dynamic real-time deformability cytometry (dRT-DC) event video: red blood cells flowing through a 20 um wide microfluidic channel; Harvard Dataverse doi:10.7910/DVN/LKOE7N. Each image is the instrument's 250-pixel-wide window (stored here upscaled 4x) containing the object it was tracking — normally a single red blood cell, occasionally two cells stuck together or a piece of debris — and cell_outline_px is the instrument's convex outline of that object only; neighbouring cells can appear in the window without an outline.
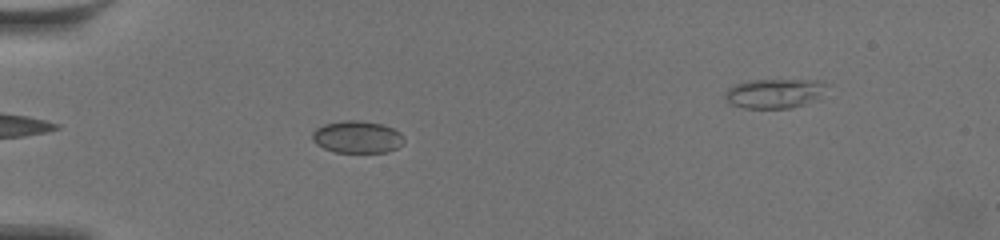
{"species": "common noctule bat (a hibernating species)", "species_latin": "Nyctalus noctula", "temperature_condition": "warm", "stored_images_in_passage": 36, "camera_frame_rate_fps": 3000, "um_per_image_px": 0.085, "animal": {"sex": "female", "body_mass_g": 19.5, "forearm_length_mm": 54.1}, "frame": {"image": 1, "passage_image": 9, "time_ms": 2.667, "image_size_px": [1000, 240], "cell_outline_px": [[404, 144], [388, 152], [336, 152], [324, 148], [316, 144], [312, 140], [312, 132], [316, 128], [324, 124], [344, 120], [360, 120], [380, 124], [392, 128], [400, 132], [404, 136]], "centroid_in_image_um": [30.37, 11.64], "position_along_channel_um": 54.6, "area_um2": 17.28}}
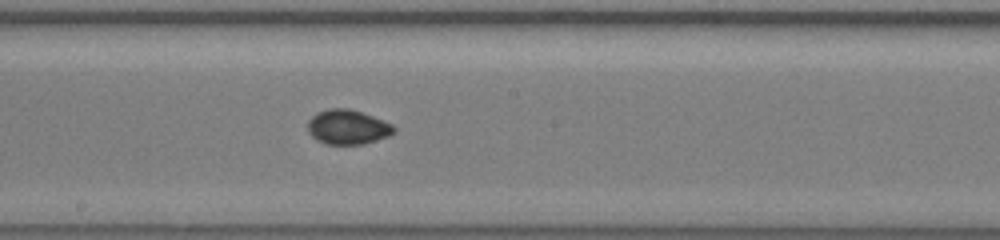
{"frame": {"image": 2, "passage_image": 15, "time_ms": 4.667, "image_size_px": [1000, 240], "cell_outline_px": [[396, 132], [388, 136], [364, 144], [324, 144], [316, 140], [308, 132], [308, 120], [316, 112], [328, 108], [348, 108], [384, 120], [392, 124], [396, 128]], "centroid_in_image_um": [29.54, 10.8], "position_along_channel_um": 218.7, "area_um2": 17.51}}
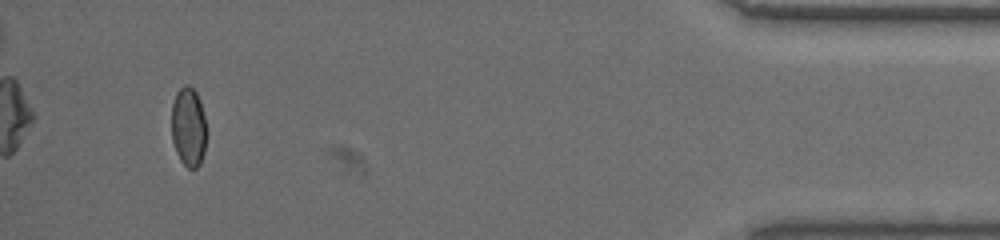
{"frame": {"image": 3, "passage_image": 33, "time_ms": 10.667, "image_size_px": [1000, 240], "cell_outline_px": [[208, 132], [204, 152], [200, 164], [196, 168], [188, 168], [180, 160], [176, 152], [172, 140], [172, 104], [176, 92], [184, 84], [188, 84], [196, 92], [200, 100]], "centroid_in_image_um": [16.04, 10.79], "position_along_channel_um": 419.2, "area_um2": 16.47}}